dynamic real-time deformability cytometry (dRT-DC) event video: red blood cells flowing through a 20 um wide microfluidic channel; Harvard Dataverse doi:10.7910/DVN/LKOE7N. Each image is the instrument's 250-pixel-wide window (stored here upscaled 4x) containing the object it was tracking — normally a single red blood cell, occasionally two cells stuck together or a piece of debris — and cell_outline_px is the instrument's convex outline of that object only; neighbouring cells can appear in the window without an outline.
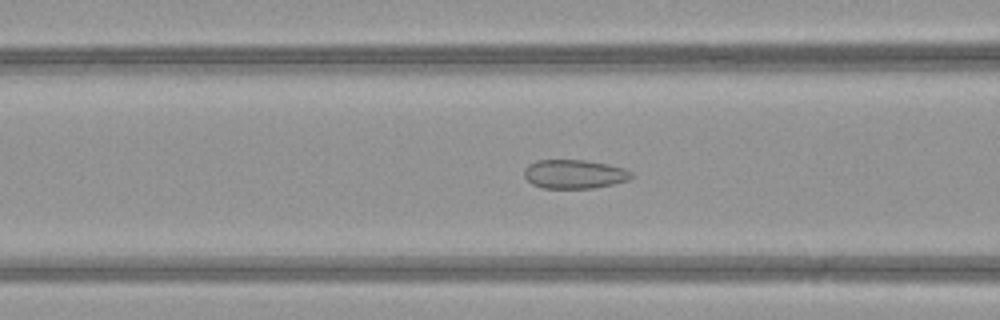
{"species": "common noctule bat (a hibernating species)", "species_latin": "Nyctalus noctula", "temperature_condition": "warm", "stored_images_in_passage": 50, "camera_frame_rate_fps": 3000, "um_per_image_px": 0.085, "animal": {"sex": "female", "body_mass_g": 21.9}, "frame": {"image": 1, "passage_image": 21, "time_ms": 6.667, "image_size_px": [1000, 320], "cell_outline_px": [[632, 176], [628, 180], [612, 184], [592, 188], [544, 188], [532, 184], [524, 176], [524, 168], [528, 164], [536, 160], [584, 160], [608, 164], [624, 168], [632, 172]], "centroid_in_image_um": [48.79, 14.79], "position_along_channel_um": 117.8, "area_um2": 18.03}}
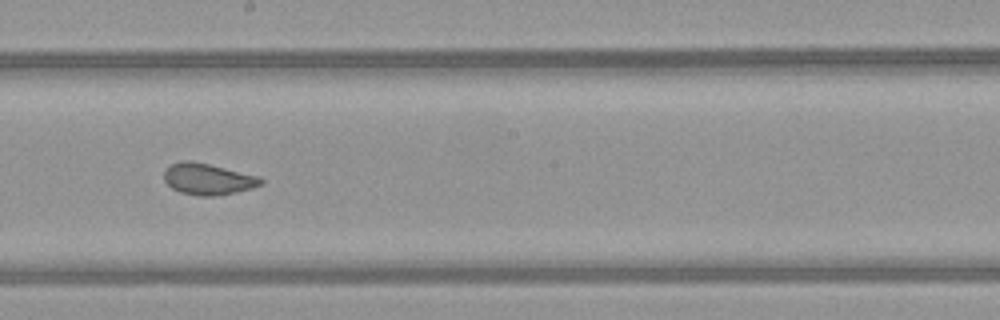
{"frame": {"image": 2, "passage_image": 29, "time_ms": 9.333, "image_size_px": [1000, 320], "cell_outline_px": [[264, 184], [252, 188], [236, 192], [216, 196], [200, 196], [180, 192], [172, 188], [164, 180], [164, 172], [172, 164], [184, 160], [192, 160], [260, 176], [264, 180]], "centroid_in_image_um": [17.71, 15.22], "position_along_channel_um": 230.5, "area_um2": 17.74}}
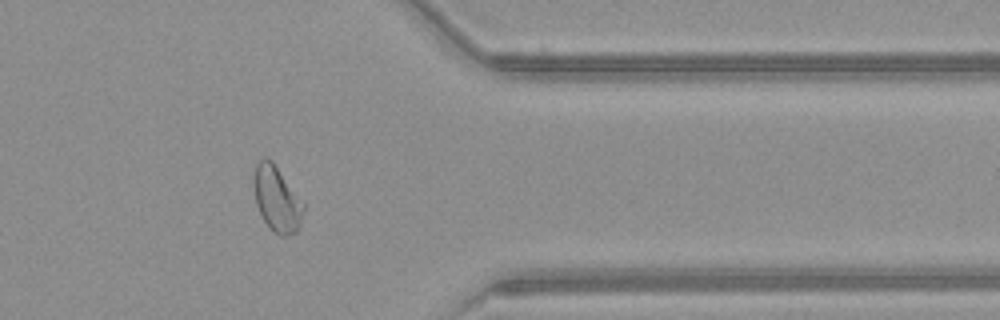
{"frame": {"image": 3, "passage_image": 41, "time_ms": 13.333, "image_size_px": [1000, 320], "cell_outline_px": [[304, 212], [300, 224], [296, 232], [284, 236], [280, 236], [264, 220], [256, 204], [252, 180], [256, 164], [264, 156], [272, 160], [304, 204]], "centroid_in_image_um": [23.51, 16.88], "position_along_channel_um": 387.9, "area_um2": 18.73}, "authors_computed_cell_mechanics": {"area_um2": 20.0277, "velocity_mm_per_s": 4.2129, "shape_relaxation_time_tau1_ms": 7.5203, "shape_relaxation_time_tau2_ms": 0.7878, "deformation_change_tau1": 0.1369, "deformation_change_tau2": 0.0538}}